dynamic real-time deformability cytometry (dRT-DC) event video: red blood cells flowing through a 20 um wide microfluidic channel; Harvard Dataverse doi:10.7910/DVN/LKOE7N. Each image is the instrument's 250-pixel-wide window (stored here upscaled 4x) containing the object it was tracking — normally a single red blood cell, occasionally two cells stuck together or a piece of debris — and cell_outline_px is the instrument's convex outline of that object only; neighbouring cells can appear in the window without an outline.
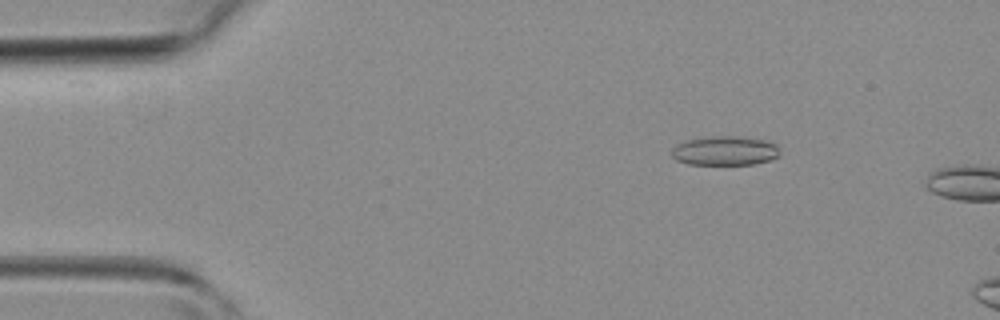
{"species": "common noctule bat (a hibernating species)", "species_latin": "Nyctalus noctula", "temperature_condition": "room temperature", "stored_images_in_passage": 5, "camera_frame_rate_fps": 3000, "um_per_image_px": 0.085, "animal": {"sex": "female", "body_mass_g": 19.3, "forearm_length_mm": 54.1}, "frame": {"image": 1, "passage_image": 3, "time_ms": 0.667, "image_size_px": [1000, 320], "cell_outline_px": [[780, 156], [772, 160], [752, 164], [688, 164], [676, 160], [672, 156], [672, 148], [676, 144], [684, 140], [716, 136], [736, 136], [764, 140], [776, 144], [780, 152]], "centroid_in_image_um": [61.62, 12.82], "position_along_channel_um": 23.4, "area_um2": 18.5}}